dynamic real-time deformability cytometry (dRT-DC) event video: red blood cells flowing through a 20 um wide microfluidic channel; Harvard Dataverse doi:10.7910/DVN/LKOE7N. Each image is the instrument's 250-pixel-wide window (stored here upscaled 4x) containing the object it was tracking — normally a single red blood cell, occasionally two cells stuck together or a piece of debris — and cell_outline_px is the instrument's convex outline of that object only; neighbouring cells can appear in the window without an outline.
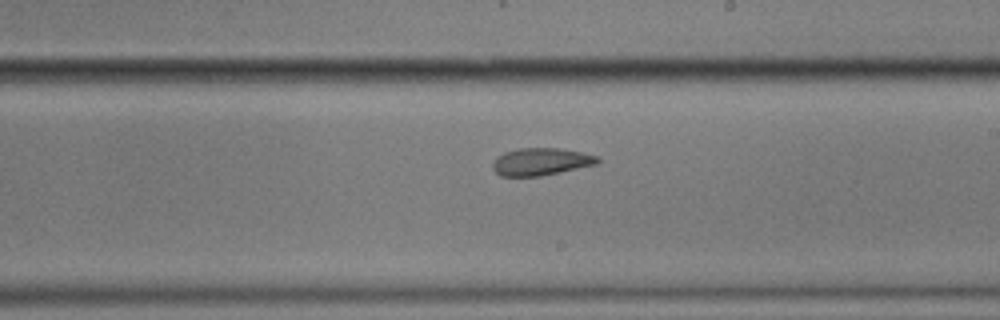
{"species": "common noctule bat (a hibernating species)", "species_latin": "Nyctalus noctula", "temperature_condition": "cold", "stored_images_in_passage": 11, "segment_of_instrument_passage": [2, 2], "camera_frame_rate_fps": 3000, "um_per_image_px": 0.085, "animal": {"sex": "male", "body_mass_g": 17.9}, "frame": {"image": 1, "passage_image": 11, "time_ms": 13.333, "image_size_px": [1000, 320], "cell_outline_px": [[600, 164], [540, 176], [500, 176], [492, 168], [492, 164], [496, 156], [504, 152], [520, 148], [560, 148], [600, 156]], "centroid_in_image_um": [46.0, 13.74], "position_along_channel_um": 243.0, "area_um2": 16.94}}